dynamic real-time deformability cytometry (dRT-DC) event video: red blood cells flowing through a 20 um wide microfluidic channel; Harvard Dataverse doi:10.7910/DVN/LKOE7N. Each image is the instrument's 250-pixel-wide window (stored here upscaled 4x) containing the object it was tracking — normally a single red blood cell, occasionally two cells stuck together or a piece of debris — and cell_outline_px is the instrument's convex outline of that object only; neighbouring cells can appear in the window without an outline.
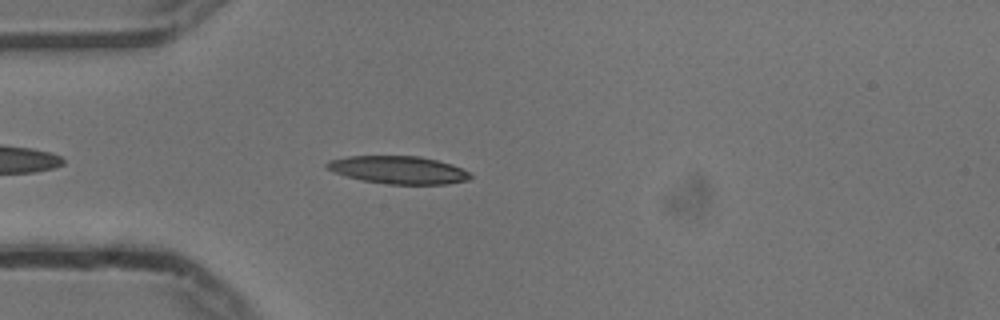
{"species": "common noctule bat (a hibernating species)", "species_latin": "Nyctalus noctula", "temperature_condition": "cold", "stored_images_in_passage": 38, "camera_frame_rate_fps": 3000, "um_per_image_px": 0.085, "animal": {"sex": "male", "body_mass_g": 13.3}, "frame": {"image": 1, "passage_image": 5, "time_ms": 1.333, "image_size_px": [1000, 320], "cell_outline_px": [[472, 176], [468, 180], [448, 184], [388, 184], [364, 180], [344, 176], [328, 168], [324, 164], [328, 160], [348, 156], [420, 156], [452, 164], [468, 172]], "centroid_in_image_um": [33.86, 14.44], "position_along_channel_um": 51.1, "area_um2": 23.06}}
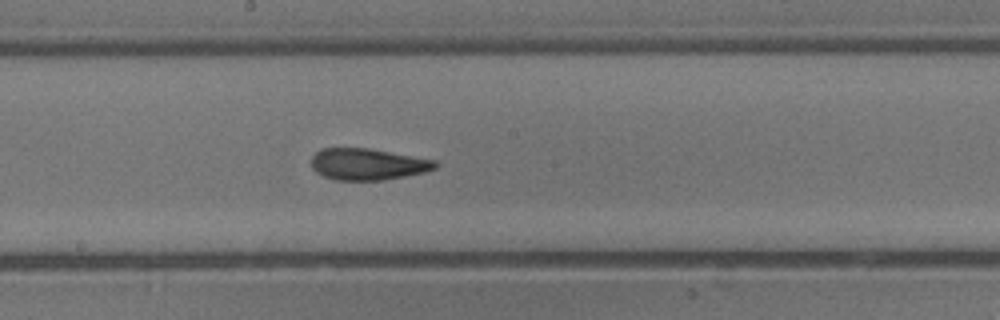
{"frame": {"image": 2, "passage_image": 19, "time_ms": 6.0, "image_size_px": [1000, 320], "cell_outline_px": [[440, 164], [436, 168], [424, 172], [404, 176], [380, 180], [336, 180], [324, 176], [316, 172], [312, 168], [312, 156], [316, 152], [324, 148], [368, 148], [436, 160]], "centroid_in_image_um": [31.27, 13.95], "position_along_channel_um": 216.9, "area_um2": 22.66}}
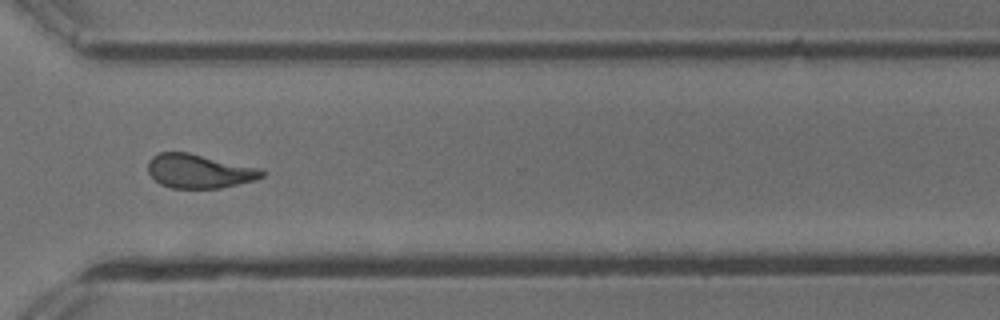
{"frame": {"image": 3, "passage_image": 30, "time_ms": 9.667, "image_size_px": [1000, 320], "cell_outline_px": [[264, 176], [256, 180], [220, 188], [172, 188], [160, 184], [148, 172], [148, 160], [152, 156], [160, 152], [188, 152], [260, 168], [264, 172]], "centroid_in_image_um": [16.92, 14.54], "position_along_channel_um": 353.7, "area_um2": 22.54}, "authors_computed_cell_mechanics": {"area_um2": 22.6287, "velocity_mm_per_s": 3.7443, "shape_relaxation_time_tau1_ms": 5.3911, "shape_relaxation_time_tau2_ms": 2.7405, "deformation_change_tau1": 0.2105, "deformation_change_tau2": 0.1191}}